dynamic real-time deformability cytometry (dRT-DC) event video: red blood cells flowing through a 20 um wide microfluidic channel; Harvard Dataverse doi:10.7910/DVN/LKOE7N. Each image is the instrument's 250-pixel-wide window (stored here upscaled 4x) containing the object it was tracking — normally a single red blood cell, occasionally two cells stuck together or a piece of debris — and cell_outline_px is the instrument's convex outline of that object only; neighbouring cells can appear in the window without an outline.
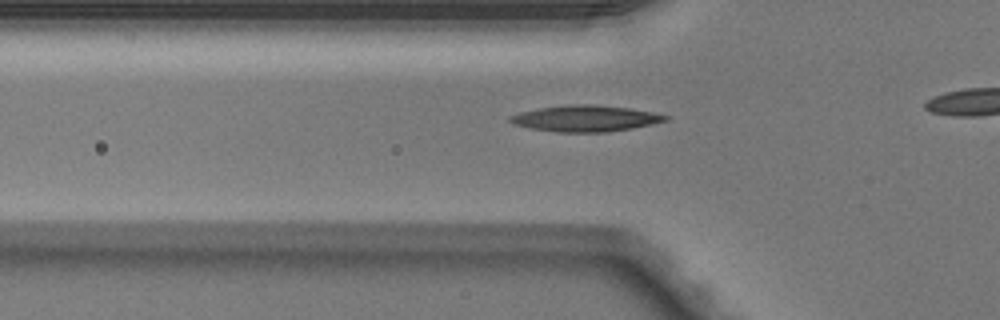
{"species": "Egyptian fruit bat (a non-hibernating species)", "species_latin": "Rousettus aegyptiacus", "temperature_condition": "warm", "stored_images_in_passage": 34, "camera_frame_rate_fps": 3000, "um_per_image_px": 0.085, "animal": {"sex": "male"}, "frame": {"image": 1, "passage_image": 10, "time_ms": 3.0, "image_size_px": [1000, 320], "cell_outline_px": [[668, 120], [652, 124], [632, 128], [604, 132], [556, 132], [532, 128], [512, 124], [508, 120], [508, 116], [520, 112], [540, 108], [568, 104], [592, 104], [628, 108], [652, 112], [668, 116]], "centroid_in_image_um": [49.73, 10.06], "position_along_channel_um": 76.1, "area_um2": 23.58}}
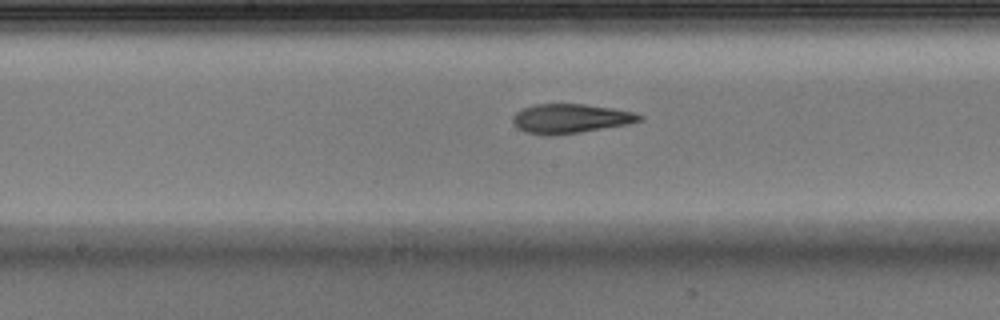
{"frame": {"image": 2, "passage_image": 19, "time_ms": 6.0, "image_size_px": [1000, 320], "cell_outline_px": [[644, 120], [628, 124], [580, 132], [548, 136], [544, 136], [524, 132], [516, 128], [512, 124], [512, 116], [516, 112], [524, 108], [536, 104], [584, 104], [612, 108], [632, 112], [644, 116]], "centroid_in_image_um": [48.45, 10.09], "position_along_channel_um": 199.8, "area_um2": 21.79}}
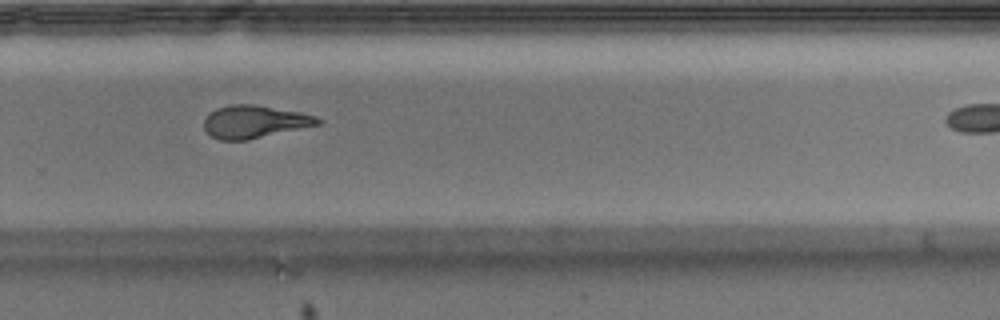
{"frame": {"image": 3, "passage_image": 27, "time_ms": 8.667, "image_size_px": [1000, 320], "cell_outline_px": [[324, 120], [320, 124], [248, 140], [220, 140], [212, 136], [204, 128], [204, 120], [216, 108], [228, 104], [256, 104], [300, 112], [316, 116]], "centroid_in_image_um": [21.66, 10.34], "position_along_channel_um": 308.1, "area_um2": 21.68}}